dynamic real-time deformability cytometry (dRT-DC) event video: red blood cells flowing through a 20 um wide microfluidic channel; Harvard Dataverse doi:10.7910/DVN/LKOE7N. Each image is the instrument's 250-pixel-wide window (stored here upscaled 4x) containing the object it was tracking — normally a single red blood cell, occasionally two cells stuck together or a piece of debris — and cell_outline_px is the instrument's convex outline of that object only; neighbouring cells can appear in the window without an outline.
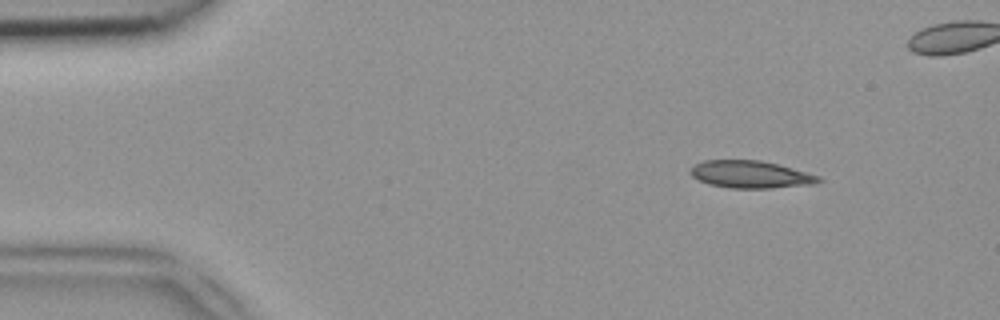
{"species": "common noctule bat (a hibernating species)", "species_latin": "Nyctalus noctula", "temperature_condition": "room temperature", "stored_images_in_passage": 49, "camera_frame_rate_fps": 3000, "um_per_image_px": 0.085, "animal": {"sex": "female", "body_mass_g": 18.4}, "frame": {"image": 1, "passage_image": 5, "time_ms": 1.333, "image_size_px": [1000, 320], "cell_outline_px": [[824, 180], [812, 184], [772, 188], [728, 188], [708, 184], [692, 176], [688, 172], [696, 164], [704, 160], [760, 160], [792, 168], [820, 176]], "centroid_in_image_um": [63.79, 14.83], "position_along_channel_um": 21.2, "area_um2": 20.35}}
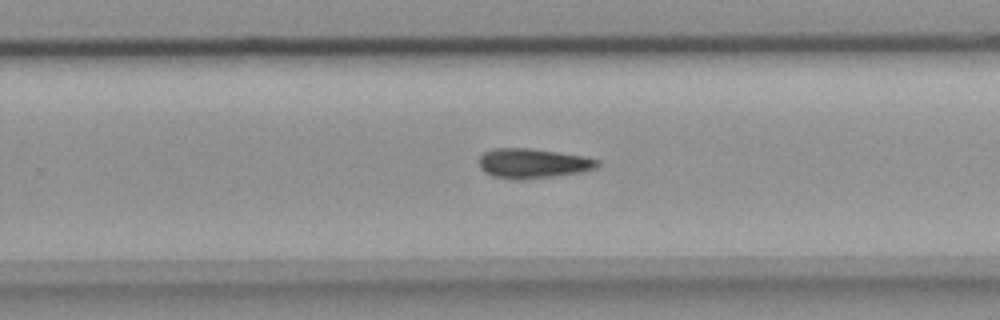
{"frame": {"image": 2, "passage_image": 30, "time_ms": 9.667, "image_size_px": [1000, 320], "cell_outline_px": [[600, 164], [596, 168], [580, 172], [524, 180], [512, 180], [492, 176], [484, 172], [480, 168], [480, 156], [484, 152], [492, 148], [528, 148], [584, 156], [600, 160]], "centroid_in_image_um": [45.27, 13.89], "position_along_channel_um": 284.5, "area_um2": 20.58}}
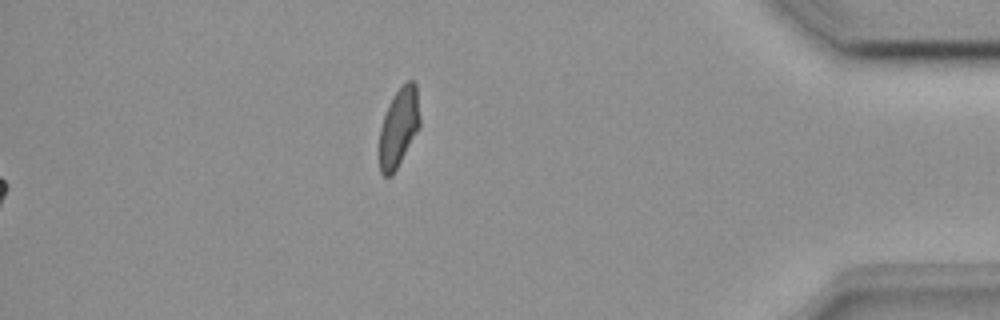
{"frame": {"image": 3, "passage_image": 49, "time_ms": 16.0, "image_size_px": [1000, 320], "cell_outline_px": [[420, 128], [392, 176], [384, 176], [380, 172], [380, 128], [384, 116], [396, 92], [408, 80], [412, 80], [416, 84], [420, 120]], "centroid_in_image_um": [33.91, 10.86], "position_along_channel_um": 401.3, "area_um2": 18.32}}